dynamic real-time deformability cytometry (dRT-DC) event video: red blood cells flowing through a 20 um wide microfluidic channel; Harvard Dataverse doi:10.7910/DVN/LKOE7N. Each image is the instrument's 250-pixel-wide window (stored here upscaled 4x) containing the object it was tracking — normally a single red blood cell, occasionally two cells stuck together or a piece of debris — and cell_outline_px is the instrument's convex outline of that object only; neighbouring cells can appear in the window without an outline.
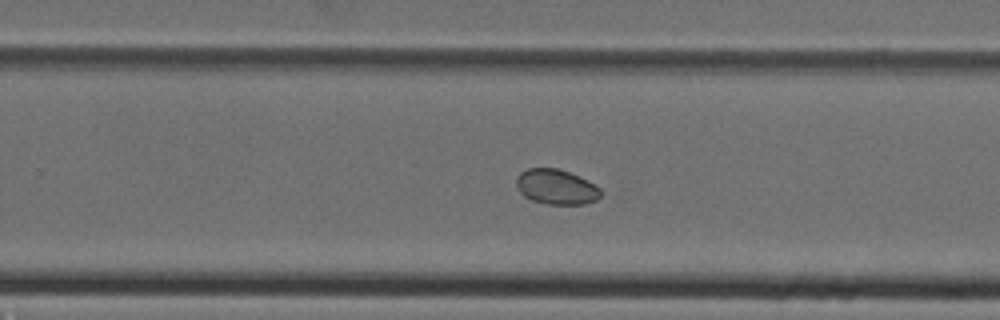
{"species": "Egyptian fruit bat (a non-hibernating species)", "species_latin": "Rousettus aegyptiacus", "temperature_condition": "cold", "stored_images_in_passage": 37, "camera_frame_rate_fps": 3000, "um_per_image_px": 0.085, "animal": {"sex": "female"}, "frame": {"image": 1, "passage_image": 22, "time_ms": 7.0, "image_size_px": [1000, 320], "cell_outline_px": [[604, 192], [596, 200], [584, 204], [548, 204], [532, 200], [524, 196], [516, 188], [516, 176], [520, 172], [528, 168], [556, 168], [580, 176], [600, 188]], "centroid_in_image_um": [47.27, 15.88], "position_along_channel_um": 282.5, "area_um2": 17.34}}